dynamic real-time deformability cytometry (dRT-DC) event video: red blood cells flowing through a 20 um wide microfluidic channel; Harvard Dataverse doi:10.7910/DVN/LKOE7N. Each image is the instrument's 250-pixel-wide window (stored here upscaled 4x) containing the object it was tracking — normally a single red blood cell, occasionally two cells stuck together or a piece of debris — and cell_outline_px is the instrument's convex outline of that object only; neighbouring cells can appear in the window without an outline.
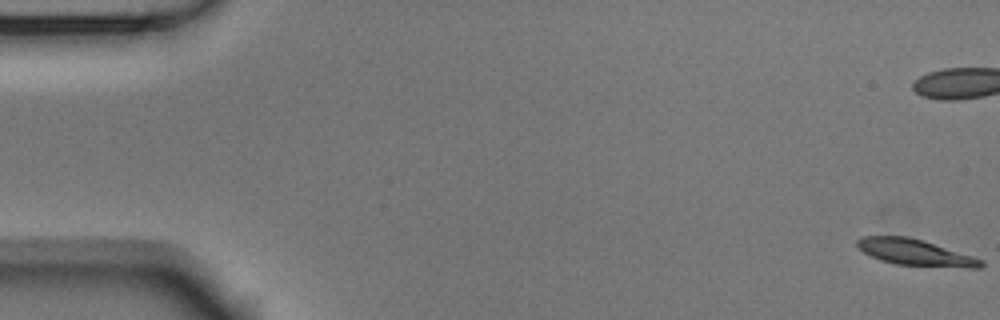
{"species": "Egyptian fruit bat (a non-hibernating species)", "species_latin": "Rousettus aegyptiacus", "temperature_condition": "room temperature", "stored_images_in_passage": 11, "camera_frame_rate_fps": 3000, "um_per_image_px": 0.085, "animal": {"sex": "male"}, "frame": {"image": 1, "passage_image": 1, "time_ms": 0.0, "image_size_px": [1000, 320], "cell_outline_px": [[984, 264], [980, 268], [968, 268], [896, 264], [880, 260], [864, 252], [856, 244], [856, 240], [860, 236], [908, 236], [924, 240], [984, 260]], "centroid_in_image_um": [77.8, 21.45], "position_along_channel_um": 7.2, "area_um2": 18.9}}